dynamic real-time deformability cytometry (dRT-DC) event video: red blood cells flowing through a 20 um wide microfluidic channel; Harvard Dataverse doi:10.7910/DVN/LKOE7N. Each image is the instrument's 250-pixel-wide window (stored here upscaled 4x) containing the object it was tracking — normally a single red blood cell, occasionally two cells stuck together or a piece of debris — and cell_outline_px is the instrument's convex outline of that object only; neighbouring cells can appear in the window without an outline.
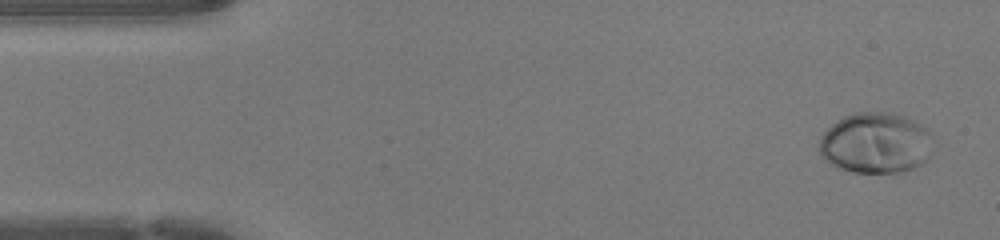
{"species": "human", "species_latin": "Homo sapiens", "temperature_condition": "warm", "stored_images_in_passage": 45, "camera_frame_rate_fps": 3000, "um_per_image_px": 0.085, "donor": {"sex": "female"}, "frame": {"image": 1, "passage_image": 1, "time_ms": 0.0, "image_size_px": [1000, 240], "cell_outline_px": [[932, 152], [920, 164], [912, 168], [900, 172], [852, 172], [836, 168], [824, 160], [820, 152], [820, 136], [832, 124], [844, 116], [856, 112], [892, 112], [904, 116], [928, 128], [932, 132]], "centroid_in_image_um": [74.44, 12.15], "position_along_channel_um": 10.6, "area_um2": 40.58}}
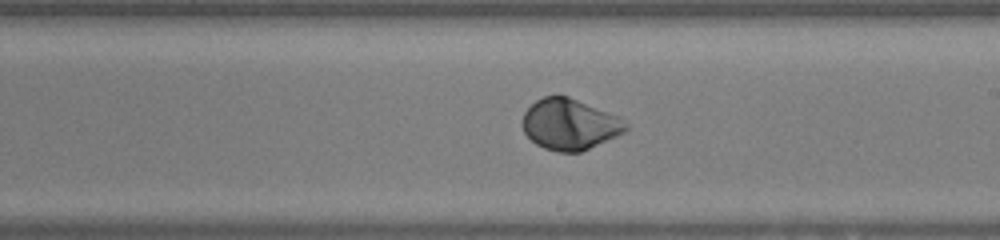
{"frame": {"image": 2, "passage_image": 25, "time_ms": 8.0, "image_size_px": [1000, 240], "cell_outline_px": [[628, 128], [624, 132], [616, 136], [580, 152], [560, 152], [544, 148], [536, 144], [524, 132], [524, 112], [536, 100], [544, 96], [568, 96], [616, 116], [628, 124]], "centroid_in_image_um": [48.41, 10.57], "position_along_channel_um": 240.6, "area_um2": 30.0}}
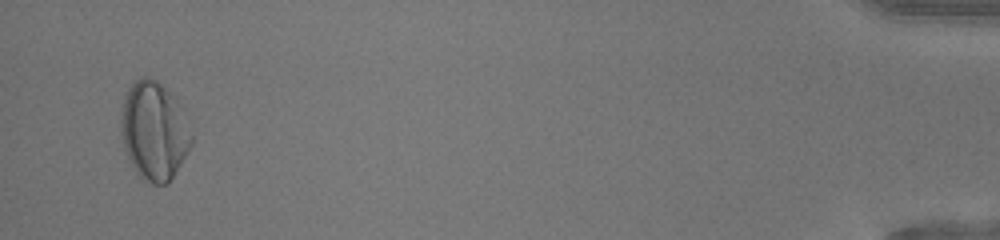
{"frame": {"image": 3, "passage_image": 44, "time_ms": 14.333, "image_size_px": [1000, 240], "cell_outline_px": [[192, 144], [168, 184], [152, 184], [136, 172], [128, 156], [124, 144], [120, 128], [120, 112], [124, 96], [128, 88], [140, 76], [148, 76], [156, 80], [172, 92], [192, 136]], "centroid_in_image_um": [13.06, 11.09], "position_along_channel_um": 422.1, "area_um2": 39.94}, "authors_computed_cell_mechanics": {"area_um2": 31.212, "velocity_mm_per_s": 4.3001, "shape_relaxation_time_tau1_ms": 2.5259, "shape_relaxation_time_tau2_ms": null, "deformation_change_tau1": 0.1548, "deformation_change_tau2": null}}